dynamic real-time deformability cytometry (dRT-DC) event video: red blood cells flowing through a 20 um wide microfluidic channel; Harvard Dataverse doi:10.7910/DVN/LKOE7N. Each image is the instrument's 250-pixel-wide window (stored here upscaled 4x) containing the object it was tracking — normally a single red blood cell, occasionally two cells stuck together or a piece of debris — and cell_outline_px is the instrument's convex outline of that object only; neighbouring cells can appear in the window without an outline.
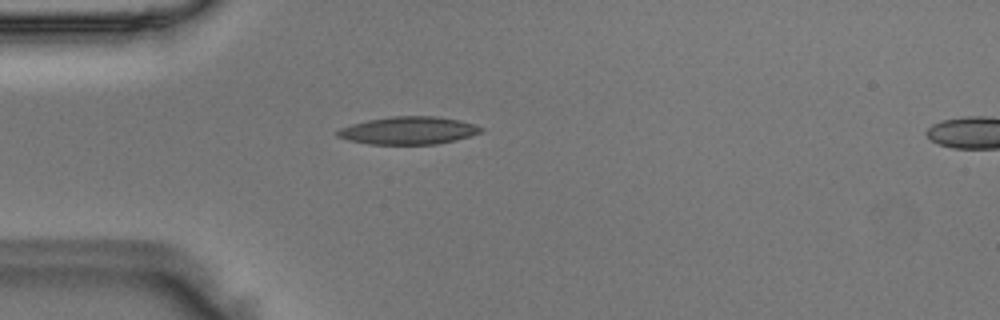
{"species": "Egyptian fruit bat (a non-hibernating species)", "species_latin": "Rousettus aegyptiacus", "temperature_condition": "room temperature", "stored_images_in_passage": 38, "camera_frame_rate_fps": 3000, "um_per_image_px": 0.085, "animal": {"sex": "male"}, "frame": {"image": 1, "passage_image": 1, "time_ms": 0.0, "image_size_px": [1000, 320], "cell_outline_px": [[484, 132], [472, 136], [456, 140], [436, 144], [368, 144], [348, 140], [336, 136], [336, 132], [340, 128], [352, 124], [368, 120], [392, 116], [436, 116], [460, 120], [476, 124], [484, 128]], "centroid_in_image_um": [34.77, 11.09], "position_along_channel_um": 50.2, "area_um2": 23.35}}
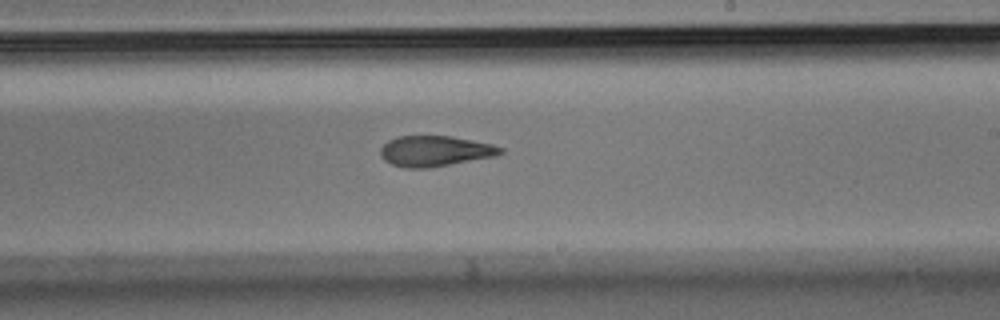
{"frame": {"image": 2, "passage_image": 17, "time_ms": 5.333, "image_size_px": [1000, 320], "cell_outline_px": [[504, 152], [496, 156], [428, 168], [408, 168], [392, 164], [384, 160], [380, 156], [380, 148], [388, 140], [396, 136], [452, 136], [492, 144], [504, 148]], "centroid_in_image_um": [36.97, 12.83], "position_along_channel_um": 252.0, "area_um2": 21.44}}
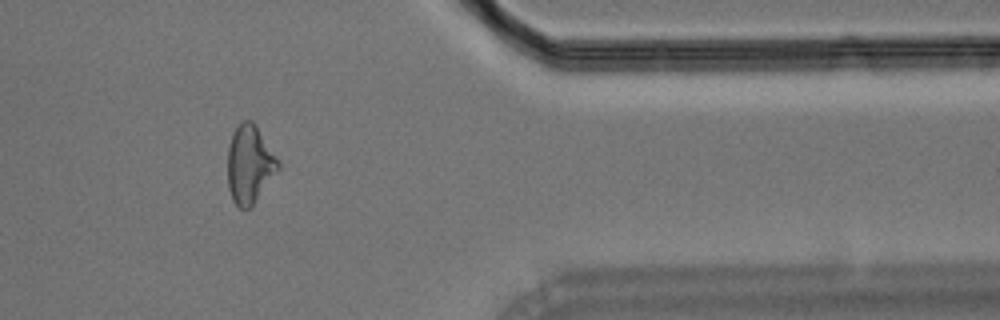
{"frame": {"image": 3, "passage_image": 29, "time_ms": 9.333, "image_size_px": [1000, 320], "cell_outline_px": [[280, 168], [252, 204], [248, 208], [240, 208], [232, 200], [228, 188], [228, 148], [232, 132], [244, 120], [252, 120], [256, 124], [280, 160]], "centroid_in_image_um": [21.23, 13.93], "position_along_channel_um": 390.2, "area_um2": 22.95}}